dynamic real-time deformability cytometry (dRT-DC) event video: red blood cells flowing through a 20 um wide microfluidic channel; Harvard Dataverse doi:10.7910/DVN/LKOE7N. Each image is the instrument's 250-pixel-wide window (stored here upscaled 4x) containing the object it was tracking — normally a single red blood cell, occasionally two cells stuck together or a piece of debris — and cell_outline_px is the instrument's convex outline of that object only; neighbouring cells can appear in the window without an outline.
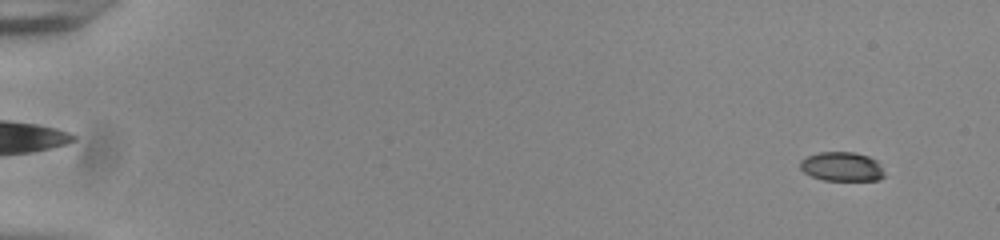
{"species": "common noctule bat (a hibernating species)", "species_latin": "Nyctalus noctula", "temperature_condition": "room temperature", "stored_images_in_passage": 55, "camera_frame_rate_fps": 3000, "um_per_image_px": 0.085, "animal": {"sex": "male", "body_mass_g": 20.0, "forearm_length_mm": 53.3}, "frame": {"image": 1, "passage_image": 4, "time_ms": 1.0, "image_size_px": [1000, 240], "cell_outline_px": [[888, 176], [880, 180], [824, 180], [812, 176], [804, 172], [800, 168], [800, 160], [808, 156], [820, 152], [856, 152], [868, 156], [876, 160], [880, 164]], "centroid_in_image_um": [71.62, 14.16], "position_along_channel_um": 13.4, "area_um2": 14.51}}
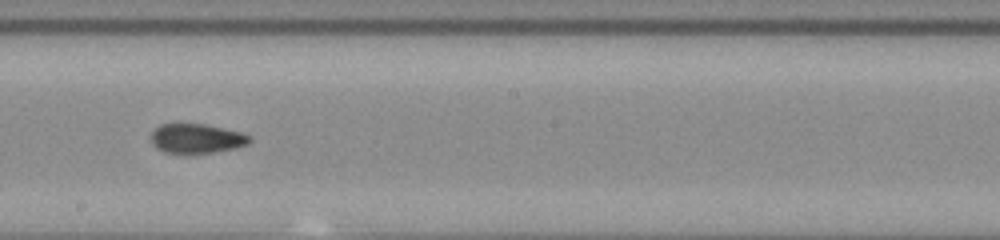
{"frame": {"image": 2, "passage_image": 33, "time_ms": 10.667, "image_size_px": [1000, 240], "cell_outline_px": [[252, 140], [248, 144], [236, 148], [212, 152], [164, 152], [156, 148], [152, 144], [152, 132], [160, 124], [204, 124], [224, 128], [240, 132], [252, 136]], "centroid_in_image_um": [16.74, 11.76], "position_along_channel_um": 231.5, "area_um2": 16.7}}
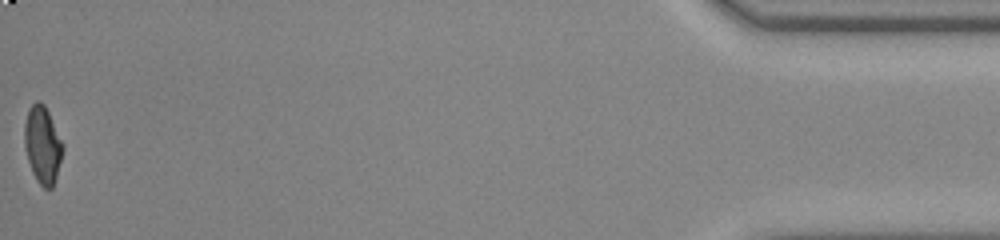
{"frame": {"image": 3, "passage_image": 55, "time_ms": 18.0, "image_size_px": [1000, 240], "cell_outline_px": [[64, 148], [56, 176], [52, 188], [44, 188], [36, 180], [32, 172], [28, 160], [24, 144], [24, 124], [28, 108], [36, 100], [40, 100], [44, 104], [64, 144]], "centroid_in_image_um": [3.61, 12.28], "position_along_channel_um": 431.6, "area_um2": 17.28}, "authors_computed_cell_mechanics": {"area_um2": 16.8776, "velocity_mm_per_s": 3.8917, "shape_relaxation_time_tau1_ms": 7.2861, "shape_relaxation_time_tau2_ms": 1.6527, "deformation_change_tau1": 0.2118, "deformation_change_tau2": 0.0681}}